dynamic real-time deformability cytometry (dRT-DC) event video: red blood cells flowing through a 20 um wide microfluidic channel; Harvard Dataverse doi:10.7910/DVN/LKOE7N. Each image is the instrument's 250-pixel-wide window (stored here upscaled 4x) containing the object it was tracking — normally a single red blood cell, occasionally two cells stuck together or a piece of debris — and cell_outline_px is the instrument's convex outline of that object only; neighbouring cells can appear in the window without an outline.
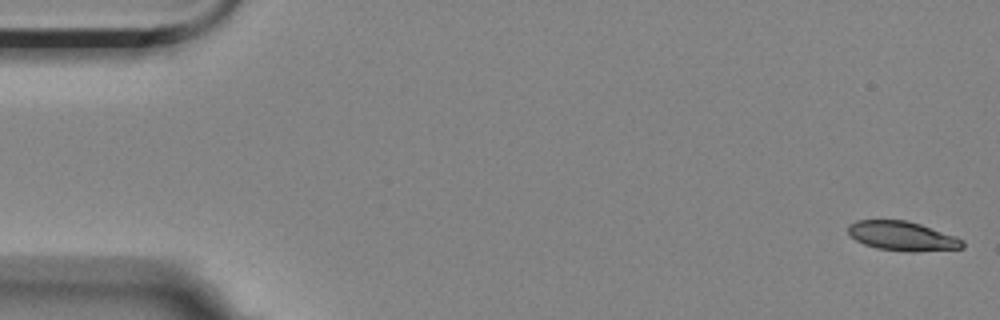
{"species": "Egyptian fruit bat (a non-hibernating species)", "species_latin": "Rousettus aegyptiacus", "temperature_condition": "room temperature", "stored_images_in_passage": 8, "camera_frame_rate_fps": 3000, "um_per_image_px": 0.085, "animal": {"sex": "female"}, "frame": {"image": 1, "passage_image": 1, "time_ms": 0.0, "image_size_px": [1000, 320], "cell_outline_px": [[964, 248], [912, 252], [908, 252], [876, 248], [864, 244], [856, 240], [848, 232], [848, 224], [856, 220], [908, 220], [956, 236], [964, 240]], "centroid_in_image_um": [76.71, 20.06], "position_along_channel_um": 8.3, "area_um2": 19.65}}
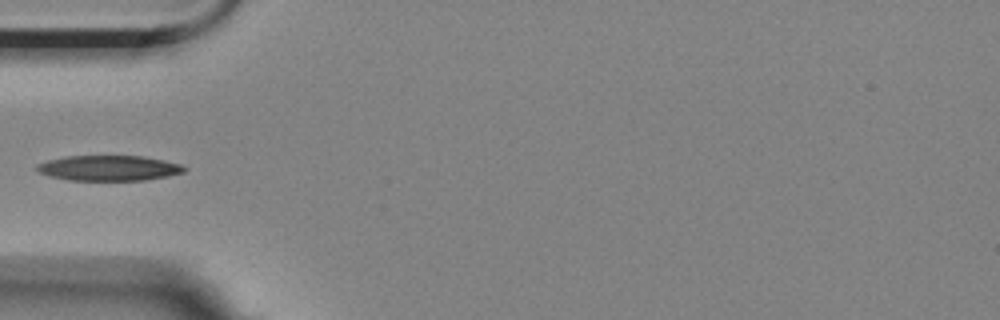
{"frame": {"image": 2, "passage_image": 6, "time_ms": 5.667, "image_size_px": [1000, 320], "cell_outline_px": [[188, 168], [184, 172], [168, 176], [144, 180], [68, 180], [48, 176], [40, 172], [36, 168], [36, 164], [48, 160], [64, 156], [140, 156], [164, 160], [184, 164]], "centroid_in_image_um": [9.28, 14.28], "position_along_channel_um": 75.7, "area_um2": 21.85}}
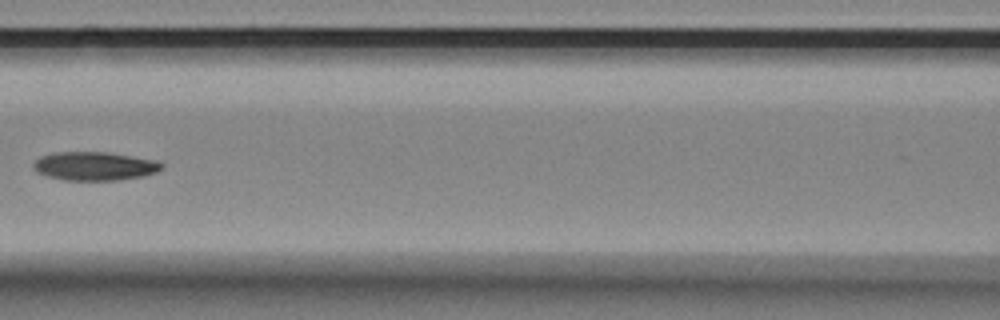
{"frame": {"image": 3, "passage_image": 8, "time_ms": 8.0, "image_size_px": [1000, 320], "cell_outline_px": [[164, 168], [156, 172], [144, 176], [120, 180], [64, 180], [48, 176], [36, 172], [32, 168], [32, 164], [40, 156], [52, 152], [108, 152], [156, 160], [164, 164]], "centroid_in_image_um": [8.04, 14.11], "position_along_channel_um": 158.6, "area_um2": 21.62}}